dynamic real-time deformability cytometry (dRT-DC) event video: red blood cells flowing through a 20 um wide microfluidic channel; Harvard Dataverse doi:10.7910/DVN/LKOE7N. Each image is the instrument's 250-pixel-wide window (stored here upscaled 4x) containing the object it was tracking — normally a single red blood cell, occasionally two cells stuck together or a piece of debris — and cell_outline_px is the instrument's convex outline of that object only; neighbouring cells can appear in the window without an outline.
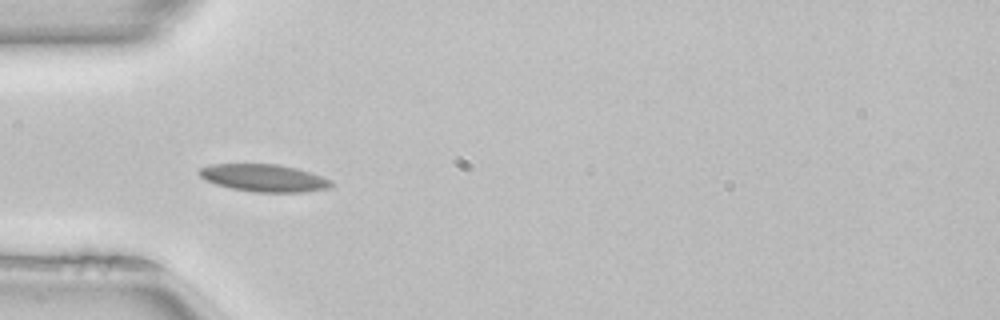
{"species": "common noctule bat (a hibernating species)", "species_latin": "Nyctalus noctula", "temperature_condition": "room temperature", "stored_images_in_passage": 50, "camera_frame_rate_fps": 3000, "um_per_image_px": 0.085, "animal": {"sex": "female", "body_mass_g": 22.7, "forearm_length_mm": 54.2}, "frame": {"image": 1, "passage_image": 15, "time_ms": 4.667, "image_size_px": [1000, 320], "cell_outline_px": [[332, 184], [328, 188], [300, 192], [256, 192], [232, 188], [216, 184], [204, 180], [196, 172], [200, 168], [212, 164], [280, 164], [296, 168], [332, 180]], "centroid_in_image_um": [22.38, 15.12], "position_along_channel_um": 62.6, "area_um2": 20.92}, "authors_computed_cell_mechanics": {"area_um2": 19.7676, "velocity_mm_per_s": 4.0043, "shape_relaxation_time_tau1_ms": 10.8735, "shape_relaxation_time_tau2_ms": 3.1244, "deformation_change_tau1": 0.2088, "deformation_change_tau2": 0.0855}}